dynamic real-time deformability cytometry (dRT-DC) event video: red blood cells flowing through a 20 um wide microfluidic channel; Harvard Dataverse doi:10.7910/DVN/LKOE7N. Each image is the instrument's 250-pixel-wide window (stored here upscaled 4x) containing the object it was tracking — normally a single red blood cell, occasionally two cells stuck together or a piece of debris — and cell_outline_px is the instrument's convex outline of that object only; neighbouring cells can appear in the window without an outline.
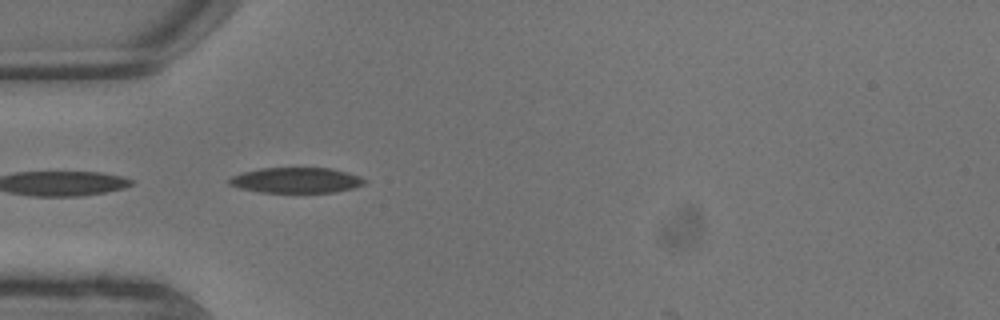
{"species": "common noctule bat (a hibernating species)", "species_latin": "Nyctalus noctula", "temperature_condition": "warm", "stored_images_in_passage": 13, "camera_frame_rate_fps": 3000, "um_per_image_px": 0.085, "animal": {"sex": "male", "body_mass_g": 13.3}, "frame": {"image": 1, "passage_image": 6, "time_ms": 1.667, "image_size_px": [1000, 320], "cell_outline_px": [[368, 180], [364, 184], [352, 188], [336, 192], [260, 192], [240, 188], [228, 184], [228, 180], [232, 176], [244, 172], [260, 168], [332, 168], [348, 172], [360, 176]], "centroid_in_image_um": [25.2, 15.31], "position_along_channel_um": 59.8, "area_um2": 20.06}}
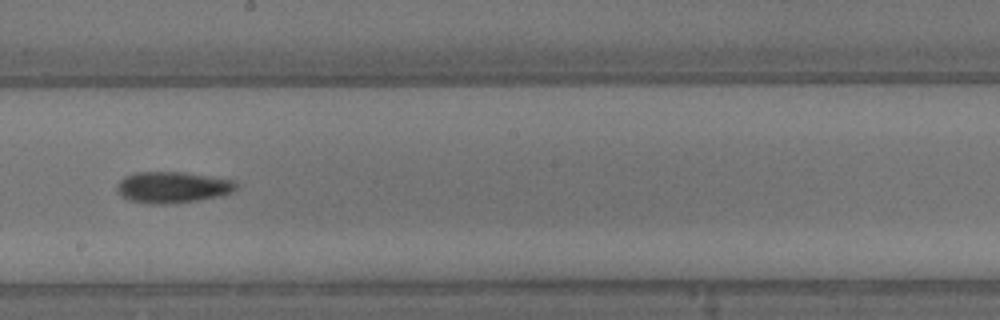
{"frame": {"image": 2, "passage_image": 11, "time_ms": 3.333, "image_size_px": [1000, 320], "cell_outline_px": [[240, 188], [232, 192], [220, 196], [176, 204], [152, 204], [132, 200], [116, 192], [116, 184], [124, 176], [136, 172], [180, 172], [236, 180]], "centroid_in_image_um": [14.7, 15.92], "position_along_channel_um": 233.5, "area_um2": 21.91}}